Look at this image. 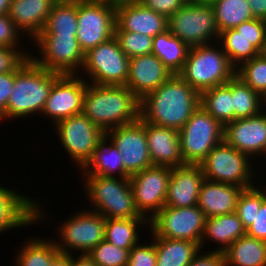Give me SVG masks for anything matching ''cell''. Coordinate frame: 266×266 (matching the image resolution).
<instances>
[{
  "mask_svg": "<svg viewBox=\"0 0 266 266\" xmlns=\"http://www.w3.org/2000/svg\"><path fill=\"white\" fill-rule=\"evenodd\" d=\"M171 174L170 167L152 166L129 177L135 206L148 220L164 207Z\"/></svg>",
  "mask_w": 266,
  "mask_h": 266,
  "instance_id": "2e32d148",
  "label": "cell"
},
{
  "mask_svg": "<svg viewBox=\"0 0 266 266\" xmlns=\"http://www.w3.org/2000/svg\"><path fill=\"white\" fill-rule=\"evenodd\" d=\"M22 48L0 46V74L15 72L30 57ZM29 54V55H28Z\"/></svg>",
  "mask_w": 266,
  "mask_h": 266,
  "instance_id": "7bdbcfd3",
  "label": "cell"
},
{
  "mask_svg": "<svg viewBox=\"0 0 266 266\" xmlns=\"http://www.w3.org/2000/svg\"><path fill=\"white\" fill-rule=\"evenodd\" d=\"M250 161L249 156L222 141L207 154L200 166L205 179L245 189L254 186Z\"/></svg>",
  "mask_w": 266,
  "mask_h": 266,
  "instance_id": "ba28073f",
  "label": "cell"
},
{
  "mask_svg": "<svg viewBox=\"0 0 266 266\" xmlns=\"http://www.w3.org/2000/svg\"><path fill=\"white\" fill-rule=\"evenodd\" d=\"M146 8L164 15L167 19L178 11L187 0H138Z\"/></svg>",
  "mask_w": 266,
  "mask_h": 266,
  "instance_id": "bcb514c9",
  "label": "cell"
},
{
  "mask_svg": "<svg viewBox=\"0 0 266 266\" xmlns=\"http://www.w3.org/2000/svg\"><path fill=\"white\" fill-rule=\"evenodd\" d=\"M120 49L129 57L152 53L153 37L136 32L114 31Z\"/></svg>",
  "mask_w": 266,
  "mask_h": 266,
  "instance_id": "ab89813d",
  "label": "cell"
},
{
  "mask_svg": "<svg viewBox=\"0 0 266 266\" xmlns=\"http://www.w3.org/2000/svg\"><path fill=\"white\" fill-rule=\"evenodd\" d=\"M215 43L190 47L184 67L178 74L198 93L226 84L236 69L230 64L222 46Z\"/></svg>",
  "mask_w": 266,
  "mask_h": 266,
  "instance_id": "5b68a950",
  "label": "cell"
},
{
  "mask_svg": "<svg viewBox=\"0 0 266 266\" xmlns=\"http://www.w3.org/2000/svg\"><path fill=\"white\" fill-rule=\"evenodd\" d=\"M23 246L15 258L17 266H51L54 258L60 253L55 240L48 238L30 239Z\"/></svg>",
  "mask_w": 266,
  "mask_h": 266,
  "instance_id": "d6a6232c",
  "label": "cell"
},
{
  "mask_svg": "<svg viewBox=\"0 0 266 266\" xmlns=\"http://www.w3.org/2000/svg\"><path fill=\"white\" fill-rule=\"evenodd\" d=\"M152 238L156 248V266H188L202 249L199 243L189 240Z\"/></svg>",
  "mask_w": 266,
  "mask_h": 266,
  "instance_id": "83f0119b",
  "label": "cell"
},
{
  "mask_svg": "<svg viewBox=\"0 0 266 266\" xmlns=\"http://www.w3.org/2000/svg\"><path fill=\"white\" fill-rule=\"evenodd\" d=\"M130 250L114 246L106 240L95 246L88 256L97 266H127Z\"/></svg>",
  "mask_w": 266,
  "mask_h": 266,
  "instance_id": "60d3db41",
  "label": "cell"
},
{
  "mask_svg": "<svg viewBox=\"0 0 266 266\" xmlns=\"http://www.w3.org/2000/svg\"><path fill=\"white\" fill-rule=\"evenodd\" d=\"M81 170L83 172L82 175L117 177L115 175L116 172L118 177H125V169L120 151L106 133L98 140L91 159Z\"/></svg>",
  "mask_w": 266,
  "mask_h": 266,
  "instance_id": "484cf974",
  "label": "cell"
},
{
  "mask_svg": "<svg viewBox=\"0 0 266 266\" xmlns=\"http://www.w3.org/2000/svg\"><path fill=\"white\" fill-rule=\"evenodd\" d=\"M20 32L8 14L0 15V46L10 48L22 47L18 45L22 43L20 41Z\"/></svg>",
  "mask_w": 266,
  "mask_h": 266,
  "instance_id": "f6af8a7d",
  "label": "cell"
},
{
  "mask_svg": "<svg viewBox=\"0 0 266 266\" xmlns=\"http://www.w3.org/2000/svg\"><path fill=\"white\" fill-rule=\"evenodd\" d=\"M172 73L155 54L130 58L129 75L125 86L139 99L155 91Z\"/></svg>",
  "mask_w": 266,
  "mask_h": 266,
  "instance_id": "ffe728a7",
  "label": "cell"
},
{
  "mask_svg": "<svg viewBox=\"0 0 266 266\" xmlns=\"http://www.w3.org/2000/svg\"><path fill=\"white\" fill-rule=\"evenodd\" d=\"M147 218L105 219V240L116 247L131 250L139 241V225H149ZM143 224V225H142Z\"/></svg>",
  "mask_w": 266,
  "mask_h": 266,
  "instance_id": "1f68e13d",
  "label": "cell"
},
{
  "mask_svg": "<svg viewBox=\"0 0 266 266\" xmlns=\"http://www.w3.org/2000/svg\"><path fill=\"white\" fill-rule=\"evenodd\" d=\"M224 126L201 105L179 130L180 151L185 164H200L223 141Z\"/></svg>",
  "mask_w": 266,
  "mask_h": 266,
  "instance_id": "8992f818",
  "label": "cell"
},
{
  "mask_svg": "<svg viewBox=\"0 0 266 266\" xmlns=\"http://www.w3.org/2000/svg\"><path fill=\"white\" fill-rule=\"evenodd\" d=\"M167 22L168 30L189 47L209 44L220 38L212 5L187 1Z\"/></svg>",
  "mask_w": 266,
  "mask_h": 266,
  "instance_id": "52a82bcc",
  "label": "cell"
},
{
  "mask_svg": "<svg viewBox=\"0 0 266 266\" xmlns=\"http://www.w3.org/2000/svg\"><path fill=\"white\" fill-rule=\"evenodd\" d=\"M212 6L220 33L254 18L248 0H217Z\"/></svg>",
  "mask_w": 266,
  "mask_h": 266,
  "instance_id": "836d02e7",
  "label": "cell"
},
{
  "mask_svg": "<svg viewBox=\"0 0 266 266\" xmlns=\"http://www.w3.org/2000/svg\"><path fill=\"white\" fill-rule=\"evenodd\" d=\"M130 58L120 49L115 37L91 48L84 54L81 70L97 85L125 86Z\"/></svg>",
  "mask_w": 266,
  "mask_h": 266,
  "instance_id": "9c48e42d",
  "label": "cell"
},
{
  "mask_svg": "<svg viewBox=\"0 0 266 266\" xmlns=\"http://www.w3.org/2000/svg\"><path fill=\"white\" fill-rule=\"evenodd\" d=\"M72 255L73 254H71V266H97L87 254H80L78 258Z\"/></svg>",
  "mask_w": 266,
  "mask_h": 266,
  "instance_id": "816d5d0a",
  "label": "cell"
},
{
  "mask_svg": "<svg viewBox=\"0 0 266 266\" xmlns=\"http://www.w3.org/2000/svg\"><path fill=\"white\" fill-rule=\"evenodd\" d=\"M77 6L54 4L40 33L77 34Z\"/></svg>",
  "mask_w": 266,
  "mask_h": 266,
  "instance_id": "8d00e7d4",
  "label": "cell"
},
{
  "mask_svg": "<svg viewBox=\"0 0 266 266\" xmlns=\"http://www.w3.org/2000/svg\"><path fill=\"white\" fill-rule=\"evenodd\" d=\"M204 180L200 164H184L172 168L164 207L182 208L197 205Z\"/></svg>",
  "mask_w": 266,
  "mask_h": 266,
  "instance_id": "7402d4cb",
  "label": "cell"
},
{
  "mask_svg": "<svg viewBox=\"0 0 266 266\" xmlns=\"http://www.w3.org/2000/svg\"><path fill=\"white\" fill-rule=\"evenodd\" d=\"M122 156L125 178L153 166L148 149L145 121L121 125L106 132Z\"/></svg>",
  "mask_w": 266,
  "mask_h": 266,
  "instance_id": "9a60e30c",
  "label": "cell"
},
{
  "mask_svg": "<svg viewBox=\"0 0 266 266\" xmlns=\"http://www.w3.org/2000/svg\"><path fill=\"white\" fill-rule=\"evenodd\" d=\"M200 106V93L178 74L140 100V117L147 123L180 130Z\"/></svg>",
  "mask_w": 266,
  "mask_h": 266,
  "instance_id": "6da1fadb",
  "label": "cell"
},
{
  "mask_svg": "<svg viewBox=\"0 0 266 266\" xmlns=\"http://www.w3.org/2000/svg\"><path fill=\"white\" fill-rule=\"evenodd\" d=\"M187 1L195 4L212 5L217 0H187Z\"/></svg>",
  "mask_w": 266,
  "mask_h": 266,
  "instance_id": "9f6ffc18",
  "label": "cell"
},
{
  "mask_svg": "<svg viewBox=\"0 0 266 266\" xmlns=\"http://www.w3.org/2000/svg\"><path fill=\"white\" fill-rule=\"evenodd\" d=\"M200 105L223 126L234 120L231 79L200 94Z\"/></svg>",
  "mask_w": 266,
  "mask_h": 266,
  "instance_id": "4dcf8cb0",
  "label": "cell"
},
{
  "mask_svg": "<svg viewBox=\"0 0 266 266\" xmlns=\"http://www.w3.org/2000/svg\"><path fill=\"white\" fill-rule=\"evenodd\" d=\"M260 52L266 51V20L253 18L234 28Z\"/></svg>",
  "mask_w": 266,
  "mask_h": 266,
  "instance_id": "b9f144b4",
  "label": "cell"
},
{
  "mask_svg": "<svg viewBox=\"0 0 266 266\" xmlns=\"http://www.w3.org/2000/svg\"><path fill=\"white\" fill-rule=\"evenodd\" d=\"M54 127L60 144L81 170L91 159L104 132L83 113L62 119Z\"/></svg>",
  "mask_w": 266,
  "mask_h": 266,
  "instance_id": "5bb4252c",
  "label": "cell"
},
{
  "mask_svg": "<svg viewBox=\"0 0 266 266\" xmlns=\"http://www.w3.org/2000/svg\"><path fill=\"white\" fill-rule=\"evenodd\" d=\"M148 149L153 166L175 168L184 165L179 131L145 122Z\"/></svg>",
  "mask_w": 266,
  "mask_h": 266,
  "instance_id": "603a6c76",
  "label": "cell"
},
{
  "mask_svg": "<svg viewBox=\"0 0 266 266\" xmlns=\"http://www.w3.org/2000/svg\"><path fill=\"white\" fill-rule=\"evenodd\" d=\"M265 192L256 186H252L243 189L239 194L235 213L241 220L245 230L254 222V216L258 212L261 204L266 200Z\"/></svg>",
  "mask_w": 266,
  "mask_h": 266,
  "instance_id": "f35d334b",
  "label": "cell"
},
{
  "mask_svg": "<svg viewBox=\"0 0 266 266\" xmlns=\"http://www.w3.org/2000/svg\"><path fill=\"white\" fill-rule=\"evenodd\" d=\"M225 266H266V242L247 234L224 252Z\"/></svg>",
  "mask_w": 266,
  "mask_h": 266,
  "instance_id": "f1b7e54d",
  "label": "cell"
},
{
  "mask_svg": "<svg viewBox=\"0 0 266 266\" xmlns=\"http://www.w3.org/2000/svg\"><path fill=\"white\" fill-rule=\"evenodd\" d=\"M59 75L42 68L29 57L14 72V86L7 103V120L41 114L53 82Z\"/></svg>",
  "mask_w": 266,
  "mask_h": 266,
  "instance_id": "3957f363",
  "label": "cell"
},
{
  "mask_svg": "<svg viewBox=\"0 0 266 266\" xmlns=\"http://www.w3.org/2000/svg\"><path fill=\"white\" fill-rule=\"evenodd\" d=\"M231 95L234 120L252 117L262 111V97L236 75L231 78Z\"/></svg>",
  "mask_w": 266,
  "mask_h": 266,
  "instance_id": "e575fe53",
  "label": "cell"
},
{
  "mask_svg": "<svg viewBox=\"0 0 266 266\" xmlns=\"http://www.w3.org/2000/svg\"><path fill=\"white\" fill-rule=\"evenodd\" d=\"M254 18L266 20V0H248Z\"/></svg>",
  "mask_w": 266,
  "mask_h": 266,
  "instance_id": "f907efd6",
  "label": "cell"
},
{
  "mask_svg": "<svg viewBox=\"0 0 266 266\" xmlns=\"http://www.w3.org/2000/svg\"><path fill=\"white\" fill-rule=\"evenodd\" d=\"M157 256L155 243L134 245L129 252L127 266H156Z\"/></svg>",
  "mask_w": 266,
  "mask_h": 266,
  "instance_id": "ee69618b",
  "label": "cell"
},
{
  "mask_svg": "<svg viewBox=\"0 0 266 266\" xmlns=\"http://www.w3.org/2000/svg\"><path fill=\"white\" fill-rule=\"evenodd\" d=\"M189 49L186 43L168 29L153 37L152 54H155L172 74L181 72Z\"/></svg>",
  "mask_w": 266,
  "mask_h": 266,
  "instance_id": "f546056e",
  "label": "cell"
},
{
  "mask_svg": "<svg viewBox=\"0 0 266 266\" xmlns=\"http://www.w3.org/2000/svg\"><path fill=\"white\" fill-rule=\"evenodd\" d=\"M53 6V0H12L8 16L21 34L33 40L43 30Z\"/></svg>",
  "mask_w": 266,
  "mask_h": 266,
  "instance_id": "cb8c5ba5",
  "label": "cell"
},
{
  "mask_svg": "<svg viewBox=\"0 0 266 266\" xmlns=\"http://www.w3.org/2000/svg\"><path fill=\"white\" fill-rule=\"evenodd\" d=\"M206 216L200 208L163 207L152 219L149 227L153 237L189 240L194 243L201 241Z\"/></svg>",
  "mask_w": 266,
  "mask_h": 266,
  "instance_id": "8fae6325",
  "label": "cell"
},
{
  "mask_svg": "<svg viewBox=\"0 0 266 266\" xmlns=\"http://www.w3.org/2000/svg\"><path fill=\"white\" fill-rule=\"evenodd\" d=\"M87 84L77 74H60L53 82L41 114L53 120L54 125L62 119L82 113Z\"/></svg>",
  "mask_w": 266,
  "mask_h": 266,
  "instance_id": "e0dca14e",
  "label": "cell"
},
{
  "mask_svg": "<svg viewBox=\"0 0 266 266\" xmlns=\"http://www.w3.org/2000/svg\"><path fill=\"white\" fill-rule=\"evenodd\" d=\"M37 200L0 185V232L42 222L43 209ZM42 210V211H41ZM36 222V223H35ZM1 234V233H0Z\"/></svg>",
  "mask_w": 266,
  "mask_h": 266,
  "instance_id": "44dd1931",
  "label": "cell"
},
{
  "mask_svg": "<svg viewBox=\"0 0 266 266\" xmlns=\"http://www.w3.org/2000/svg\"><path fill=\"white\" fill-rule=\"evenodd\" d=\"M246 234L266 242V200L261 204L254 216V222L246 230Z\"/></svg>",
  "mask_w": 266,
  "mask_h": 266,
  "instance_id": "c3c4849f",
  "label": "cell"
},
{
  "mask_svg": "<svg viewBox=\"0 0 266 266\" xmlns=\"http://www.w3.org/2000/svg\"><path fill=\"white\" fill-rule=\"evenodd\" d=\"M246 234L241 220L237 214H225L214 217H208L205 220L204 232L200 241V246L208 240L219 243L220 246L216 248L218 252H224L232 243L237 241L240 237Z\"/></svg>",
  "mask_w": 266,
  "mask_h": 266,
  "instance_id": "4316f807",
  "label": "cell"
},
{
  "mask_svg": "<svg viewBox=\"0 0 266 266\" xmlns=\"http://www.w3.org/2000/svg\"><path fill=\"white\" fill-rule=\"evenodd\" d=\"M116 4L88 1L77 6V40L85 54L114 37Z\"/></svg>",
  "mask_w": 266,
  "mask_h": 266,
  "instance_id": "4fadbf2b",
  "label": "cell"
},
{
  "mask_svg": "<svg viewBox=\"0 0 266 266\" xmlns=\"http://www.w3.org/2000/svg\"><path fill=\"white\" fill-rule=\"evenodd\" d=\"M11 1L12 0H0V15L8 14Z\"/></svg>",
  "mask_w": 266,
  "mask_h": 266,
  "instance_id": "11a10c76",
  "label": "cell"
},
{
  "mask_svg": "<svg viewBox=\"0 0 266 266\" xmlns=\"http://www.w3.org/2000/svg\"><path fill=\"white\" fill-rule=\"evenodd\" d=\"M167 18L146 8L138 0H125L115 6L114 31H129L155 37L168 29Z\"/></svg>",
  "mask_w": 266,
  "mask_h": 266,
  "instance_id": "d6986e66",
  "label": "cell"
},
{
  "mask_svg": "<svg viewBox=\"0 0 266 266\" xmlns=\"http://www.w3.org/2000/svg\"><path fill=\"white\" fill-rule=\"evenodd\" d=\"M262 97V108L264 107V108H266V93L263 95V96H261Z\"/></svg>",
  "mask_w": 266,
  "mask_h": 266,
  "instance_id": "680465c9",
  "label": "cell"
},
{
  "mask_svg": "<svg viewBox=\"0 0 266 266\" xmlns=\"http://www.w3.org/2000/svg\"><path fill=\"white\" fill-rule=\"evenodd\" d=\"M235 75L260 96L266 93V53H260L236 68Z\"/></svg>",
  "mask_w": 266,
  "mask_h": 266,
  "instance_id": "74e56055",
  "label": "cell"
},
{
  "mask_svg": "<svg viewBox=\"0 0 266 266\" xmlns=\"http://www.w3.org/2000/svg\"><path fill=\"white\" fill-rule=\"evenodd\" d=\"M91 0H53L54 4L58 5H75L78 6L81 3H86Z\"/></svg>",
  "mask_w": 266,
  "mask_h": 266,
  "instance_id": "db71d44e",
  "label": "cell"
},
{
  "mask_svg": "<svg viewBox=\"0 0 266 266\" xmlns=\"http://www.w3.org/2000/svg\"><path fill=\"white\" fill-rule=\"evenodd\" d=\"M33 42L39 47L38 54L41 55L40 59L32 55L30 58L42 68L59 74H78L76 71L82 69L84 53L79 47L76 35L39 33Z\"/></svg>",
  "mask_w": 266,
  "mask_h": 266,
  "instance_id": "30bf717a",
  "label": "cell"
},
{
  "mask_svg": "<svg viewBox=\"0 0 266 266\" xmlns=\"http://www.w3.org/2000/svg\"><path fill=\"white\" fill-rule=\"evenodd\" d=\"M86 81L82 113L104 133L140 118V100L128 87Z\"/></svg>",
  "mask_w": 266,
  "mask_h": 266,
  "instance_id": "7a4b0ae2",
  "label": "cell"
},
{
  "mask_svg": "<svg viewBox=\"0 0 266 266\" xmlns=\"http://www.w3.org/2000/svg\"><path fill=\"white\" fill-rule=\"evenodd\" d=\"M58 229L61 243L58 240L55 243L60 253L64 254L79 250L81 255H88L95 246L105 240V218L93 210L76 212Z\"/></svg>",
  "mask_w": 266,
  "mask_h": 266,
  "instance_id": "7c38bea8",
  "label": "cell"
},
{
  "mask_svg": "<svg viewBox=\"0 0 266 266\" xmlns=\"http://www.w3.org/2000/svg\"><path fill=\"white\" fill-rule=\"evenodd\" d=\"M91 1H106V2H111L114 4H118V3L123 2L124 0H91Z\"/></svg>",
  "mask_w": 266,
  "mask_h": 266,
  "instance_id": "6f0895ef",
  "label": "cell"
},
{
  "mask_svg": "<svg viewBox=\"0 0 266 266\" xmlns=\"http://www.w3.org/2000/svg\"><path fill=\"white\" fill-rule=\"evenodd\" d=\"M242 190V187L235 184L205 179L200 188L197 206L204 212L206 218L234 213Z\"/></svg>",
  "mask_w": 266,
  "mask_h": 266,
  "instance_id": "d4e9b609",
  "label": "cell"
},
{
  "mask_svg": "<svg viewBox=\"0 0 266 266\" xmlns=\"http://www.w3.org/2000/svg\"><path fill=\"white\" fill-rule=\"evenodd\" d=\"M85 196L105 219L145 218L134 201L130 178L84 175Z\"/></svg>",
  "mask_w": 266,
  "mask_h": 266,
  "instance_id": "277c9868",
  "label": "cell"
},
{
  "mask_svg": "<svg viewBox=\"0 0 266 266\" xmlns=\"http://www.w3.org/2000/svg\"><path fill=\"white\" fill-rule=\"evenodd\" d=\"M51 266H71V254L59 253L52 261Z\"/></svg>",
  "mask_w": 266,
  "mask_h": 266,
  "instance_id": "f5cc1de1",
  "label": "cell"
},
{
  "mask_svg": "<svg viewBox=\"0 0 266 266\" xmlns=\"http://www.w3.org/2000/svg\"><path fill=\"white\" fill-rule=\"evenodd\" d=\"M223 141L251 159L252 156L265 155L266 112L263 110L258 115L235 119L224 125Z\"/></svg>",
  "mask_w": 266,
  "mask_h": 266,
  "instance_id": "ac0fdd59",
  "label": "cell"
},
{
  "mask_svg": "<svg viewBox=\"0 0 266 266\" xmlns=\"http://www.w3.org/2000/svg\"><path fill=\"white\" fill-rule=\"evenodd\" d=\"M249 41L245 37L240 36L235 29H227L220 33L217 43L218 46H222L230 64L236 69L242 63L260 54Z\"/></svg>",
  "mask_w": 266,
  "mask_h": 266,
  "instance_id": "d590c367",
  "label": "cell"
},
{
  "mask_svg": "<svg viewBox=\"0 0 266 266\" xmlns=\"http://www.w3.org/2000/svg\"><path fill=\"white\" fill-rule=\"evenodd\" d=\"M209 252V253H208ZM199 255L190 262L188 266H225V255L216 250L208 251Z\"/></svg>",
  "mask_w": 266,
  "mask_h": 266,
  "instance_id": "681fc988",
  "label": "cell"
},
{
  "mask_svg": "<svg viewBox=\"0 0 266 266\" xmlns=\"http://www.w3.org/2000/svg\"><path fill=\"white\" fill-rule=\"evenodd\" d=\"M14 86V72L0 74V120H6L7 103Z\"/></svg>",
  "mask_w": 266,
  "mask_h": 266,
  "instance_id": "7dc6e473",
  "label": "cell"
}]
</instances>
